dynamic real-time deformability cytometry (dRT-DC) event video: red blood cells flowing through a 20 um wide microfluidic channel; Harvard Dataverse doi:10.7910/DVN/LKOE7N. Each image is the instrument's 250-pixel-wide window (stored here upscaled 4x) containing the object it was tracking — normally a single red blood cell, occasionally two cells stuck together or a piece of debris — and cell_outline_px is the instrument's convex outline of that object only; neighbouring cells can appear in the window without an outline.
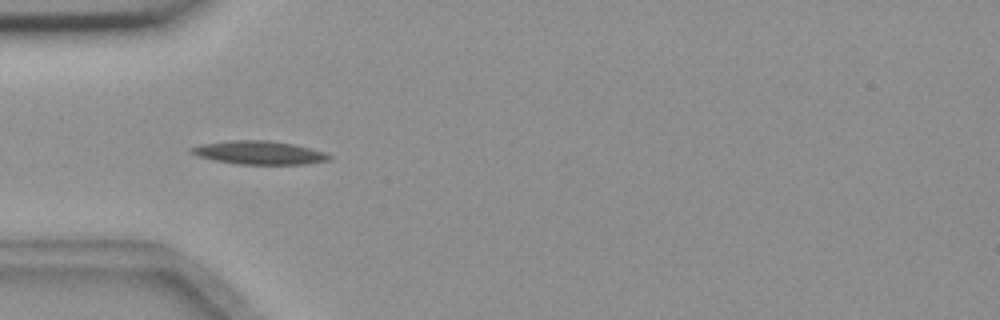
{"species": "common noctule bat (a hibernating species)", "species_latin": "Nyctalus noctula", "temperature_condition": "room temperature", "stored_images_in_passage": 8, "camera_frame_rate_fps": 3000, "um_per_image_px": 0.085, "animal": {"sex": "female", "body_mass_g": 18.4}, "frame": {"image": 1, "passage_image": 5, "time_ms": 1.333, "image_size_px": [1000, 320], "cell_outline_px": [[332, 156], [328, 160], [304, 164], [240, 164], [216, 160], [196, 156], [188, 152], [188, 148], [200, 144], [228, 140], [268, 140], [292, 144], [324, 152]], "centroid_in_image_um": [21.94, 12.97], "position_along_channel_um": 63.1, "area_um2": 18.73}}